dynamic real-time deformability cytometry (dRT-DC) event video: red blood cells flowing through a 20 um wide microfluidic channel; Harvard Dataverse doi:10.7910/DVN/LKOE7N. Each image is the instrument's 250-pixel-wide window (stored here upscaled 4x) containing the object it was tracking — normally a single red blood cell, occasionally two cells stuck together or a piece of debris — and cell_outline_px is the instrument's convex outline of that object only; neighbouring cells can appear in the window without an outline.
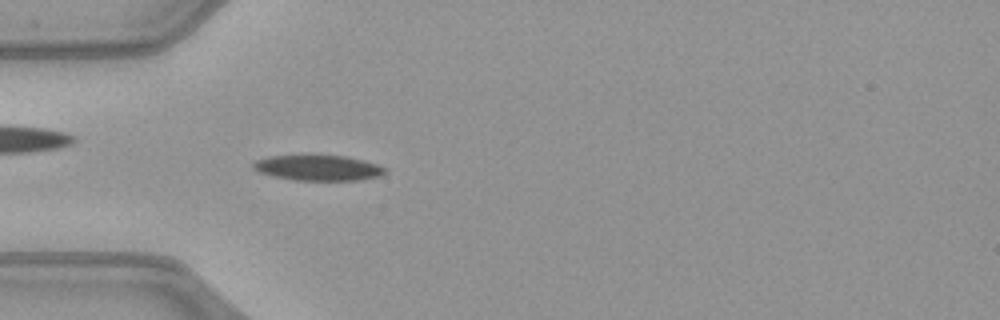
{"species": "common noctule bat (a hibernating species)", "species_latin": "Nyctalus noctula", "temperature_condition": "warm", "stored_images_in_passage": 43, "camera_frame_rate_fps": 3000, "um_per_image_px": 0.085, "animal": {"sex": "female", "body_mass_g": 21.9}, "frame": {"image": 1, "passage_image": 8, "time_ms": 2.333, "image_size_px": [1000, 320], "cell_outline_px": [[388, 172], [380, 176], [356, 180], [292, 180], [272, 176], [260, 172], [252, 168], [252, 160], [268, 156], [316, 152], [348, 156], [364, 160], [388, 168]], "centroid_in_image_um": [27.0, 14.21], "position_along_channel_um": 58.0, "area_um2": 20.81}}
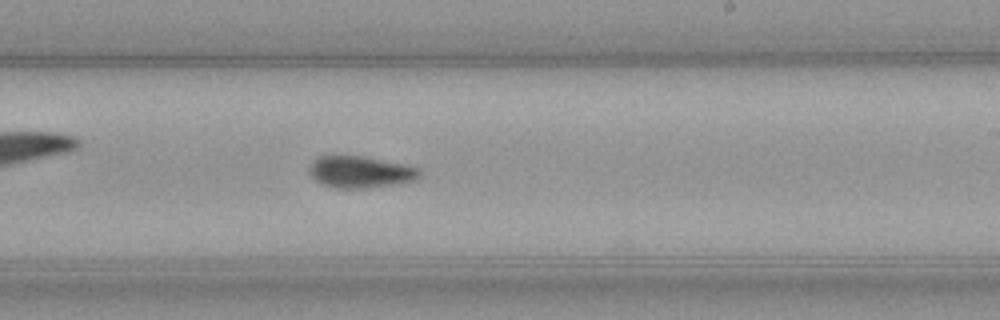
{"frame": {"image": 2, "passage_image": 23, "time_ms": 7.333, "image_size_px": [1000, 320], "cell_outline_px": [[420, 176], [416, 180], [400, 184], [364, 188], [336, 188], [320, 184], [308, 172], [308, 168], [312, 160], [320, 156], [364, 156], [408, 164], [420, 168]], "centroid_in_image_um": [30.66, 14.61], "position_along_channel_um": 258.3, "area_um2": 20.81}}
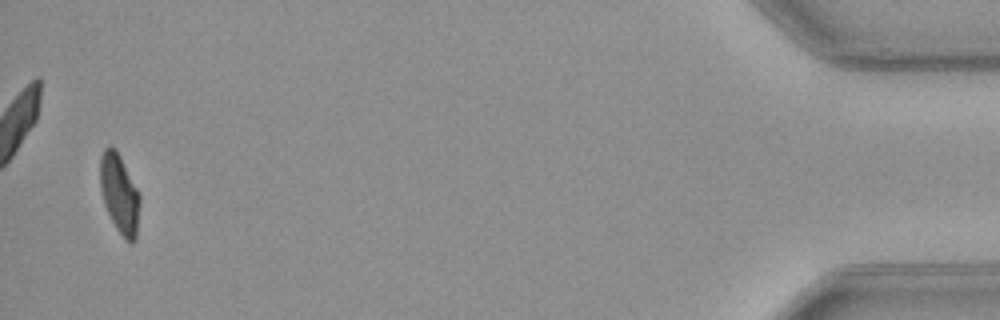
{"frame": {"image": 3, "passage_image": 42, "time_ms": 13.667, "image_size_px": [1000, 320], "cell_outline_px": [[140, 204], [136, 240], [132, 244], [124, 240], [116, 228], [104, 204], [100, 188], [100, 156], [104, 148], [108, 144], [112, 144], [116, 148], [140, 196]], "centroid_in_image_um": [10.15, 16.47], "position_along_channel_um": 425.1, "area_um2": 18.5}, "authors_computed_cell_mechanics": {"area_um2": 20.0566, "velocity_mm_per_s": 4.0649, "shape_relaxation_time_tau1_ms": 5.4647, "shape_relaxation_time_tau2_ms": 4.662, "deformation_change_tau1": 0.1915, "deformation_change_tau2": 0.1006}}